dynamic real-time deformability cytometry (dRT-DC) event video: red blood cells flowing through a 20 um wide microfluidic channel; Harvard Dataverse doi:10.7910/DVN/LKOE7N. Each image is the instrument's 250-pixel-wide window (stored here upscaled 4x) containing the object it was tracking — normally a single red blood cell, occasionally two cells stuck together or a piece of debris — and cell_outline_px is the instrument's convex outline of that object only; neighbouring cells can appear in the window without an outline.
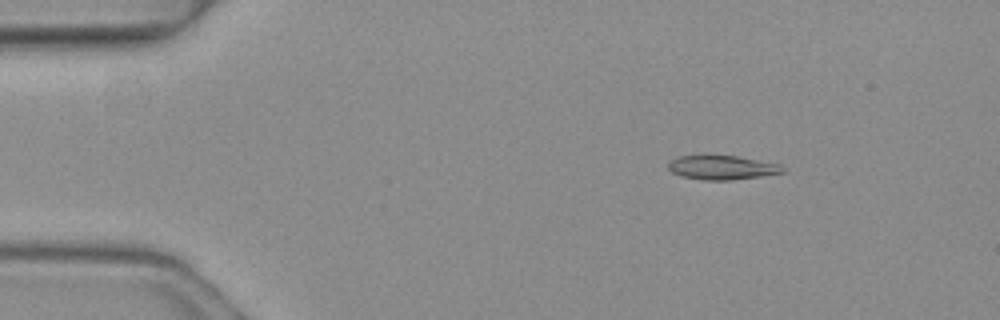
{"species": "common noctule bat (a hibernating species)", "species_latin": "Nyctalus noctula", "temperature_condition": "warm", "stored_images_in_passage": 6, "segment_of_instrument_passage": [1, 2], "camera_frame_rate_fps": 3000, "um_per_image_px": 0.085, "animal": {"sex": "female", "body_mass_g": 19.3, "forearm_length_mm": 54.1}, "frame": {"image": 1, "passage_image": 3, "time_ms": 0.667, "image_size_px": [1000, 320], "cell_outline_px": [[788, 172], [732, 180], [704, 180], [684, 176], [672, 172], [668, 168], [668, 164], [676, 156], [704, 152], [712, 152], [736, 156], [780, 164]], "centroid_in_image_um": [61.34, 14.18], "position_along_channel_um": 23.7, "area_um2": 16.88}}